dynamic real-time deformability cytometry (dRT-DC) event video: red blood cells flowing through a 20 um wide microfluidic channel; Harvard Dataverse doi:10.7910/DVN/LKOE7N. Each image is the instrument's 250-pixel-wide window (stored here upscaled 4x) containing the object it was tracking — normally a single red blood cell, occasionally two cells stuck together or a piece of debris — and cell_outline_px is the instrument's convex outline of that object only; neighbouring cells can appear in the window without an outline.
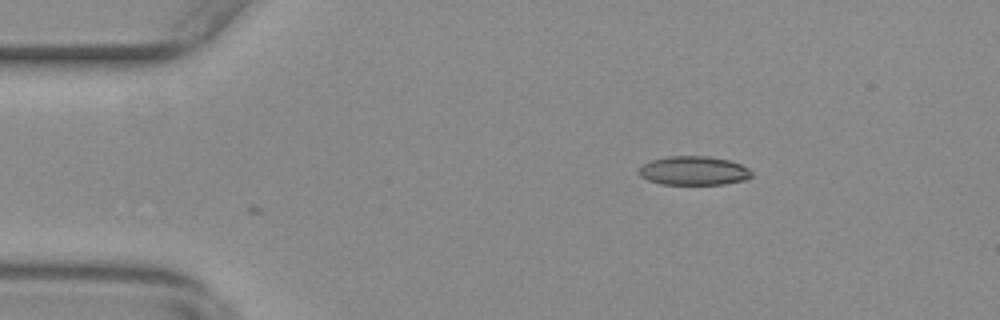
{"species": "common noctule bat (a hibernating species)", "species_latin": "Nyctalus noctula", "temperature_condition": "warm", "stored_images_in_passage": 5, "camera_frame_rate_fps": 3000, "um_per_image_px": 0.085, "animal": {"sex": "female", "body_mass_g": 29.2, "forearm_length_mm": 56.3}, "frame": {"image": 1, "passage_image": 1, "time_ms": 0.0, "image_size_px": [1000, 320], "cell_outline_px": [[752, 176], [744, 180], [724, 184], [660, 184], [648, 180], [640, 176], [636, 172], [644, 164], [652, 160], [668, 156], [708, 156], [728, 160], [740, 164], [748, 168], [752, 172]], "centroid_in_image_um": [58.95, 14.51], "position_along_channel_um": 26.0, "area_um2": 18.96}}